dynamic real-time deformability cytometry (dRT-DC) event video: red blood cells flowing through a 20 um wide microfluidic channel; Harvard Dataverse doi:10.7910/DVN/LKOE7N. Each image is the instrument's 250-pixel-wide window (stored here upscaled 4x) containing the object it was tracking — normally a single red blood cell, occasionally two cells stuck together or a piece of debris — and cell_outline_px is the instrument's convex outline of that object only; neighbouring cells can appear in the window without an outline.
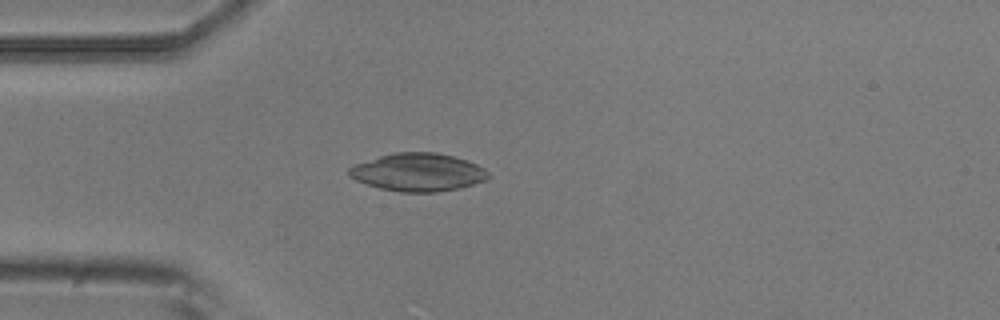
{"species": "common noctule bat (a hibernating species)", "species_latin": "Nyctalus noctula", "temperature_condition": "room temperature", "stored_images_in_passage": 4, "camera_frame_rate_fps": 3000, "um_per_image_px": 0.085, "animal": {"sex": "male", "body_mass_g": 20.5, "forearm_length_mm": 52.5}, "frame": {"image": 1, "passage_image": 4, "time_ms": 1.0, "image_size_px": [1000, 320], "cell_outline_px": [[492, 176], [488, 180], [460, 188], [436, 192], [400, 192], [380, 188], [356, 180], [348, 176], [348, 168], [352, 164], [380, 156], [396, 152], [436, 152], [468, 160], [484, 168]], "centroid_in_image_um": [35.55, 14.64], "position_along_channel_um": 49.5, "area_um2": 31.04}}